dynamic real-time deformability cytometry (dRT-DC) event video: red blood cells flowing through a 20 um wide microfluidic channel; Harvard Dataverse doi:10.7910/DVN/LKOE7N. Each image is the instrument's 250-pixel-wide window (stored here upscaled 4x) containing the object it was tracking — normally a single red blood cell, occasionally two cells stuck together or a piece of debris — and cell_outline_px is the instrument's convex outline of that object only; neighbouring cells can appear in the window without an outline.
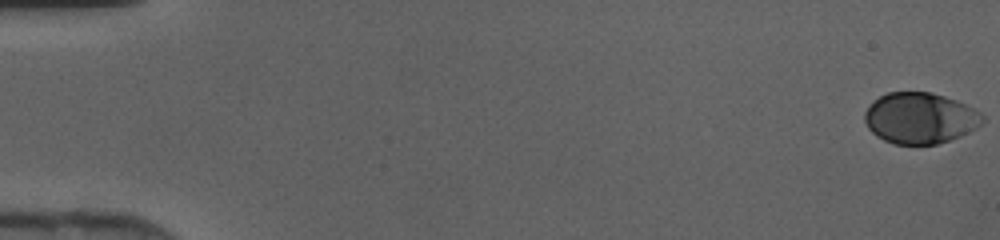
{"species": "human", "species_latin": "Homo sapiens", "temperature_condition": "cold", "stored_images_in_passage": 46, "camera_frame_rate_fps": 3000, "um_per_image_px": 0.085, "donor": {"sex": "female"}, "frame": {"image": 1, "passage_image": 1, "time_ms": 0.0, "image_size_px": [1000, 240], "cell_outline_px": [[984, 120], [976, 128], [960, 136], [936, 144], [892, 144], [876, 136], [868, 128], [864, 120], [864, 112], [872, 100], [888, 92], [932, 92], [956, 100], [980, 112], [984, 116]], "centroid_in_image_um": [78.17, 10.03], "position_along_channel_um": 6.8, "area_um2": 35.08}}
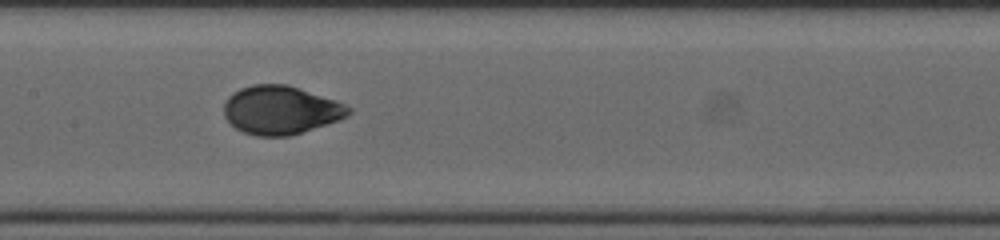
{"frame": {"image": 2, "passage_image": 24, "time_ms": 7.667, "image_size_px": [1000, 240], "cell_outline_px": [[352, 112], [348, 116], [340, 120], [288, 136], [256, 136], [244, 132], [236, 128], [224, 116], [224, 104], [228, 96], [240, 88], [252, 84], [288, 84], [336, 100], [352, 108]], "centroid_in_image_um": [23.87, 9.34], "position_along_channel_um": 183.5, "area_um2": 35.26}}
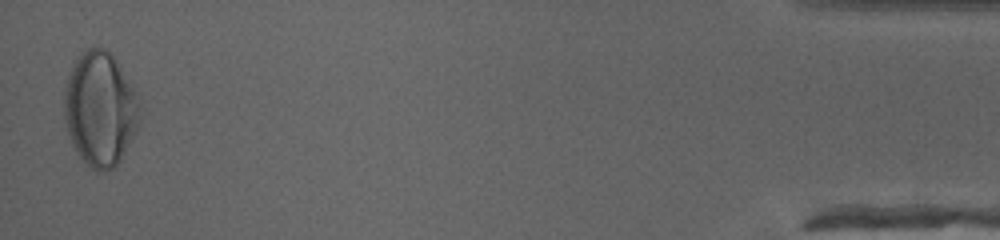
{"frame": {"image": 3, "passage_image": 46, "time_ms": 15.0, "image_size_px": [1000, 240], "cell_outline_px": [[140, 124], [120, 160], [108, 172], [96, 172], [76, 152], [72, 144], [64, 120], [64, 88], [68, 72], [76, 56], [88, 48], [104, 48], [116, 60], [136, 92], [140, 108]], "centroid_in_image_um": [8.49, 9.26], "position_along_channel_um": 426.7, "area_um2": 50.52}}